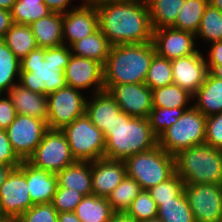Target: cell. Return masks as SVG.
I'll list each match as a JSON object with an SVG mask.
<instances>
[{
  "mask_svg": "<svg viewBox=\"0 0 222 222\" xmlns=\"http://www.w3.org/2000/svg\"><path fill=\"white\" fill-rule=\"evenodd\" d=\"M207 5L208 0H185L172 28L196 34Z\"/></svg>",
  "mask_w": 222,
  "mask_h": 222,
  "instance_id": "cell-32",
  "label": "cell"
},
{
  "mask_svg": "<svg viewBox=\"0 0 222 222\" xmlns=\"http://www.w3.org/2000/svg\"><path fill=\"white\" fill-rule=\"evenodd\" d=\"M174 161L184 184L222 185V149L204 143L178 151Z\"/></svg>",
  "mask_w": 222,
  "mask_h": 222,
  "instance_id": "cell-5",
  "label": "cell"
},
{
  "mask_svg": "<svg viewBox=\"0 0 222 222\" xmlns=\"http://www.w3.org/2000/svg\"><path fill=\"white\" fill-rule=\"evenodd\" d=\"M58 222H81L75 212H59Z\"/></svg>",
  "mask_w": 222,
  "mask_h": 222,
  "instance_id": "cell-50",
  "label": "cell"
},
{
  "mask_svg": "<svg viewBox=\"0 0 222 222\" xmlns=\"http://www.w3.org/2000/svg\"><path fill=\"white\" fill-rule=\"evenodd\" d=\"M61 132L65 135L76 161L91 162L104 157V134L90 121L86 114L64 126Z\"/></svg>",
  "mask_w": 222,
  "mask_h": 222,
  "instance_id": "cell-8",
  "label": "cell"
},
{
  "mask_svg": "<svg viewBox=\"0 0 222 222\" xmlns=\"http://www.w3.org/2000/svg\"><path fill=\"white\" fill-rule=\"evenodd\" d=\"M208 4L222 12V0H208Z\"/></svg>",
  "mask_w": 222,
  "mask_h": 222,
  "instance_id": "cell-55",
  "label": "cell"
},
{
  "mask_svg": "<svg viewBox=\"0 0 222 222\" xmlns=\"http://www.w3.org/2000/svg\"><path fill=\"white\" fill-rule=\"evenodd\" d=\"M86 98L79 89L66 86L47 96L48 128L61 130L85 114Z\"/></svg>",
  "mask_w": 222,
  "mask_h": 222,
  "instance_id": "cell-10",
  "label": "cell"
},
{
  "mask_svg": "<svg viewBox=\"0 0 222 222\" xmlns=\"http://www.w3.org/2000/svg\"><path fill=\"white\" fill-rule=\"evenodd\" d=\"M25 174L29 195L34 205L52 203L58 187L55 173L36 168L27 161L18 166Z\"/></svg>",
  "mask_w": 222,
  "mask_h": 222,
  "instance_id": "cell-20",
  "label": "cell"
},
{
  "mask_svg": "<svg viewBox=\"0 0 222 222\" xmlns=\"http://www.w3.org/2000/svg\"><path fill=\"white\" fill-rule=\"evenodd\" d=\"M14 169L13 166L0 164V187L7 179L10 172Z\"/></svg>",
  "mask_w": 222,
  "mask_h": 222,
  "instance_id": "cell-51",
  "label": "cell"
},
{
  "mask_svg": "<svg viewBox=\"0 0 222 222\" xmlns=\"http://www.w3.org/2000/svg\"><path fill=\"white\" fill-rule=\"evenodd\" d=\"M153 30L172 27L185 0H146Z\"/></svg>",
  "mask_w": 222,
  "mask_h": 222,
  "instance_id": "cell-28",
  "label": "cell"
},
{
  "mask_svg": "<svg viewBox=\"0 0 222 222\" xmlns=\"http://www.w3.org/2000/svg\"><path fill=\"white\" fill-rule=\"evenodd\" d=\"M6 94L10 97L17 114L48 121V101L46 95L35 93L24 88L21 84H15Z\"/></svg>",
  "mask_w": 222,
  "mask_h": 222,
  "instance_id": "cell-22",
  "label": "cell"
},
{
  "mask_svg": "<svg viewBox=\"0 0 222 222\" xmlns=\"http://www.w3.org/2000/svg\"><path fill=\"white\" fill-rule=\"evenodd\" d=\"M0 222H18L17 218L0 216Z\"/></svg>",
  "mask_w": 222,
  "mask_h": 222,
  "instance_id": "cell-56",
  "label": "cell"
},
{
  "mask_svg": "<svg viewBox=\"0 0 222 222\" xmlns=\"http://www.w3.org/2000/svg\"><path fill=\"white\" fill-rule=\"evenodd\" d=\"M33 205L24 172L14 168L0 187V216L18 218Z\"/></svg>",
  "mask_w": 222,
  "mask_h": 222,
  "instance_id": "cell-13",
  "label": "cell"
},
{
  "mask_svg": "<svg viewBox=\"0 0 222 222\" xmlns=\"http://www.w3.org/2000/svg\"><path fill=\"white\" fill-rule=\"evenodd\" d=\"M138 222L157 218V205L148 190H141L126 211Z\"/></svg>",
  "mask_w": 222,
  "mask_h": 222,
  "instance_id": "cell-39",
  "label": "cell"
},
{
  "mask_svg": "<svg viewBox=\"0 0 222 222\" xmlns=\"http://www.w3.org/2000/svg\"><path fill=\"white\" fill-rule=\"evenodd\" d=\"M11 12L8 10L0 9V39H3L6 32L13 25Z\"/></svg>",
  "mask_w": 222,
  "mask_h": 222,
  "instance_id": "cell-48",
  "label": "cell"
},
{
  "mask_svg": "<svg viewBox=\"0 0 222 222\" xmlns=\"http://www.w3.org/2000/svg\"><path fill=\"white\" fill-rule=\"evenodd\" d=\"M141 190L140 185L126 175L121 183L107 197L112 210L114 212H126Z\"/></svg>",
  "mask_w": 222,
  "mask_h": 222,
  "instance_id": "cell-35",
  "label": "cell"
},
{
  "mask_svg": "<svg viewBox=\"0 0 222 222\" xmlns=\"http://www.w3.org/2000/svg\"><path fill=\"white\" fill-rule=\"evenodd\" d=\"M48 130L46 121L17 114L6 133L17 156L22 161H27Z\"/></svg>",
  "mask_w": 222,
  "mask_h": 222,
  "instance_id": "cell-12",
  "label": "cell"
},
{
  "mask_svg": "<svg viewBox=\"0 0 222 222\" xmlns=\"http://www.w3.org/2000/svg\"><path fill=\"white\" fill-rule=\"evenodd\" d=\"M144 83L151 90L173 84L171 61L155 55Z\"/></svg>",
  "mask_w": 222,
  "mask_h": 222,
  "instance_id": "cell-37",
  "label": "cell"
},
{
  "mask_svg": "<svg viewBox=\"0 0 222 222\" xmlns=\"http://www.w3.org/2000/svg\"><path fill=\"white\" fill-rule=\"evenodd\" d=\"M0 129L6 130L17 116V111L10 97H2L0 94Z\"/></svg>",
  "mask_w": 222,
  "mask_h": 222,
  "instance_id": "cell-45",
  "label": "cell"
},
{
  "mask_svg": "<svg viewBox=\"0 0 222 222\" xmlns=\"http://www.w3.org/2000/svg\"><path fill=\"white\" fill-rule=\"evenodd\" d=\"M10 12L13 23L24 25H30L52 13L43 0H16Z\"/></svg>",
  "mask_w": 222,
  "mask_h": 222,
  "instance_id": "cell-33",
  "label": "cell"
},
{
  "mask_svg": "<svg viewBox=\"0 0 222 222\" xmlns=\"http://www.w3.org/2000/svg\"><path fill=\"white\" fill-rule=\"evenodd\" d=\"M104 138V157L117 160H125L158 145L148 118L132 117L123 111L116 116Z\"/></svg>",
  "mask_w": 222,
  "mask_h": 222,
  "instance_id": "cell-3",
  "label": "cell"
},
{
  "mask_svg": "<svg viewBox=\"0 0 222 222\" xmlns=\"http://www.w3.org/2000/svg\"><path fill=\"white\" fill-rule=\"evenodd\" d=\"M2 40L20 61L30 51L38 48L30 25L14 23Z\"/></svg>",
  "mask_w": 222,
  "mask_h": 222,
  "instance_id": "cell-29",
  "label": "cell"
},
{
  "mask_svg": "<svg viewBox=\"0 0 222 222\" xmlns=\"http://www.w3.org/2000/svg\"><path fill=\"white\" fill-rule=\"evenodd\" d=\"M196 37L210 43L222 41V12L219 9L210 4L205 7Z\"/></svg>",
  "mask_w": 222,
  "mask_h": 222,
  "instance_id": "cell-36",
  "label": "cell"
},
{
  "mask_svg": "<svg viewBox=\"0 0 222 222\" xmlns=\"http://www.w3.org/2000/svg\"><path fill=\"white\" fill-rule=\"evenodd\" d=\"M84 198V195L78 191H72L65 187H57L52 204L56 211L74 212L76 206Z\"/></svg>",
  "mask_w": 222,
  "mask_h": 222,
  "instance_id": "cell-42",
  "label": "cell"
},
{
  "mask_svg": "<svg viewBox=\"0 0 222 222\" xmlns=\"http://www.w3.org/2000/svg\"><path fill=\"white\" fill-rule=\"evenodd\" d=\"M38 47L51 48L63 43V14L52 12L30 24Z\"/></svg>",
  "mask_w": 222,
  "mask_h": 222,
  "instance_id": "cell-24",
  "label": "cell"
},
{
  "mask_svg": "<svg viewBox=\"0 0 222 222\" xmlns=\"http://www.w3.org/2000/svg\"><path fill=\"white\" fill-rule=\"evenodd\" d=\"M128 1H146V0H90L89 3L94 5L105 4L109 2H128Z\"/></svg>",
  "mask_w": 222,
  "mask_h": 222,
  "instance_id": "cell-53",
  "label": "cell"
},
{
  "mask_svg": "<svg viewBox=\"0 0 222 222\" xmlns=\"http://www.w3.org/2000/svg\"><path fill=\"white\" fill-rule=\"evenodd\" d=\"M96 8L99 29L112 46L152 41L153 28L146 1L109 2Z\"/></svg>",
  "mask_w": 222,
  "mask_h": 222,
  "instance_id": "cell-1",
  "label": "cell"
},
{
  "mask_svg": "<svg viewBox=\"0 0 222 222\" xmlns=\"http://www.w3.org/2000/svg\"><path fill=\"white\" fill-rule=\"evenodd\" d=\"M205 144L222 149V112L206 117Z\"/></svg>",
  "mask_w": 222,
  "mask_h": 222,
  "instance_id": "cell-43",
  "label": "cell"
},
{
  "mask_svg": "<svg viewBox=\"0 0 222 222\" xmlns=\"http://www.w3.org/2000/svg\"><path fill=\"white\" fill-rule=\"evenodd\" d=\"M151 92L153 107L188 108L185 105L193 99L191 94L175 84L153 89Z\"/></svg>",
  "mask_w": 222,
  "mask_h": 222,
  "instance_id": "cell-34",
  "label": "cell"
},
{
  "mask_svg": "<svg viewBox=\"0 0 222 222\" xmlns=\"http://www.w3.org/2000/svg\"><path fill=\"white\" fill-rule=\"evenodd\" d=\"M155 55L152 41L111 46L103 65L104 85L144 83Z\"/></svg>",
  "mask_w": 222,
  "mask_h": 222,
  "instance_id": "cell-4",
  "label": "cell"
},
{
  "mask_svg": "<svg viewBox=\"0 0 222 222\" xmlns=\"http://www.w3.org/2000/svg\"><path fill=\"white\" fill-rule=\"evenodd\" d=\"M93 195L107 198L127 175L124 160L102 157L92 161Z\"/></svg>",
  "mask_w": 222,
  "mask_h": 222,
  "instance_id": "cell-19",
  "label": "cell"
},
{
  "mask_svg": "<svg viewBox=\"0 0 222 222\" xmlns=\"http://www.w3.org/2000/svg\"><path fill=\"white\" fill-rule=\"evenodd\" d=\"M18 222H58V212L52 203L36 204L17 218Z\"/></svg>",
  "mask_w": 222,
  "mask_h": 222,
  "instance_id": "cell-41",
  "label": "cell"
},
{
  "mask_svg": "<svg viewBox=\"0 0 222 222\" xmlns=\"http://www.w3.org/2000/svg\"><path fill=\"white\" fill-rule=\"evenodd\" d=\"M157 218L162 222H195L184 191L173 200L160 201Z\"/></svg>",
  "mask_w": 222,
  "mask_h": 222,
  "instance_id": "cell-30",
  "label": "cell"
},
{
  "mask_svg": "<svg viewBox=\"0 0 222 222\" xmlns=\"http://www.w3.org/2000/svg\"><path fill=\"white\" fill-rule=\"evenodd\" d=\"M98 29L99 15L94 4L84 2L63 14V43L69 41V47Z\"/></svg>",
  "mask_w": 222,
  "mask_h": 222,
  "instance_id": "cell-16",
  "label": "cell"
},
{
  "mask_svg": "<svg viewBox=\"0 0 222 222\" xmlns=\"http://www.w3.org/2000/svg\"><path fill=\"white\" fill-rule=\"evenodd\" d=\"M124 162L127 176L134 179L143 190H149L175 174L174 155L167 153L159 145L134 154Z\"/></svg>",
  "mask_w": 222,
  "mask_h": 222,
  "instance_id": "cell-6",
  "label": "cell"
},
{
  "mask_svg": "<svg viewBox=\"0 0 222 222\" xmlns=\"http://www.w3.org/2000/svg\"><path fill=\"white\" fill-rule=\"evenodd\" d=\"M197 98L193 105L205 117L222 112V79L208 72L201 87L192 96Z\"/></svg>",
  "mask_w": 222,
  "mask_h": 222,
  "instance_id": "cell-25",
  "label": "cell"
},
{
  "mask_svg": "<svg viewBox=\"0 0 222 222\" xmlns=\"http://www.w3.org/2000/svg\"><path fill=\"white\" fill-rule=\"evenodd\" d=\"M64 74L67 86L79 90L92 86L94 93L104 91L103 64L94 59L71 55Z\"/></svg>",
  "mask_w": 222,
  "mask_h": 222,
  "instance_id": "cell-17",
  "label": "cell"
},
{
  "mask_svg": "<svg viewBox=\"0 0 222 222\" xmlns=\"http://www.w3.org/2000/svg\"><path fill=\"white\" fill-rule=\"evenodd\" d=\"M21 163L22 160L13 150L6 130L0 129V164L17 168Z\"/></svg>",
  "mask_w": 222,
  "mask_h": 222,
  "instance_id": "cell-44",
  "label": "cell"
},
{
  "mask_svg": "<svg viewBox=\"0 0 222 222\" xmlns=\"http://www.w3.org/2000/svg\"><path fill=\"white\" fill-rule=\"evenodd\" d=\"M205 127L206 117L192 105L158 137V145L175 155L183 149L204 144Z\"/></svg>",
  "mask_w": 222,
  "mask_h": 222,
  "instance_id": "cell-7",
  "label": "cell"
},
{
  "mask_svg": "<svg viewBox=\"0 0 222 222\" xmlns=\"http://www.w3.org/2000/svg\"><path fill=\"white\" fill-rule=\"evenodd\" d=\"M121 111L132 117L148 118L152 110V92L145 83L104 85Z\"/></svg>",
  "mask_w": 222,
  "mask_h": 222,
  "instance_id": "cell-14",
  "label": "cell"
},
{
  "mask_svg": "<svg viewBox=\"0 0 222 222\" xmlns=\"http://www.w3.org/2000/svg\"><path fill=\"white\" fill-rule=\"evenodd\" d=\"M195 39L196 34L192 32L163 27L153 30L152 43L157 56L172 61L198 53Z\"/></svg>",
  "mask_w": 222,
  "mask_h": 222,
  "instance_id": "cell-15",
  "label": "cell"
},
{
  "mask_svg": "<svg viewBox=\"0 0 222 222\" xmlns=\"http://www.w3.org/2000/svg\"><path fill=\"white\" fill-rule=\"evenodd\" d=\"M92 161H76L57 173L58 187L78 191L84 196L93 195Z\"/></svg>",
  "mask_w": 222,
  "mask_h": 222,
  "instance_id": "cell-23",
  "label": "cell"
},
{
  "mask_svg": "<svg viewBox=\"0 0 222 222\" xmlns=\"http://www.w3.org/2000/svg\"><path fill=\"white\" fill-rule=\"evenodd\" d=\"M209 72L219 78L222 79V64L221 65H207Z\"/></svg>",
  "mask_w": 222,
  "mask_h": 222,
  "instance_id": "cell-52",
  "label": "cell"
},
{
  "mask_svg": "<svg viewBox=\"0 0 222 222\" xmlns=\"http://www.w3.org/2000/svg\"><path fill=\"white\" fill-rule=\"evenodd\" d=\"M189 108H160L153 107L148 120L154 135L158 138L166 129L179 120Z\"/></svg>",
  "mask_w": 222,
  "mask_h": 222,
  "instance_id": "cell-38",
  "label": "cell"
},
{
  "mask_svg": "<svg viewBox=\"0 0 222 222\" xmlns=\"http://www.w3.org/2000/svg\"><path fill=\"white\" fill-rule=\"evenodd\" d=\"M111 44L100 29L84 37L70 46L72 55L82 58H91L105 64Z\"/></svg>",
  "mask_w": 222,
  "mask_h": 222,
  "instance_id": "cell-26",
  "label": "cell"
},
{
  "mask_svg": "<svg viewBox=\"0 0 222 222\" xmlns=\"http://www.w3.org/2000/svg\"><path fill=\"white\" fill-rule=\"evenodd\" d=\"M143 222H162V221L158 218H155V219H151V220L143 221Z\"/></svg>",
  "mask_w": 222,
  "mask_h": 222,
  "instance_id": "cell-57",
  "label": "cell"
},
{
  "mask_svg": "<svg viewBox=\"0 0 222 222\" xmlns=\"http://www.w3.org/2000/svg\"><path fill=\"white\" fill-rule=\"evenodd\" d=\"M206 59L201 52H198L172 60L173 84L193 96L209 72Z\"/></svg>",
  "mask_w": 222,
  "mask_h": 222,
  "instance_id": "cell-18",
  "label": "cell"
},
{
  "mask_svg": "<svg viewBox=\"0 0 222 222\" xmlns=\"http://www.w3.org/2000/svg\"><path fill=\"white\" fill-rule=\"evenodd\" d=\"M72 55L66 44L51 48L38 47L21 61L19 84L35 93L48 96L66 87L64 71Z\"/></svg>",
  "mask_w": 222,
  "mask_h": 222,
  "instance_id": "cell-2",
  "label": "cell"
},
{
  "mask_svg": "<svg viewBox=\"0 0 222 222\" xmlns=\"http://www.w3.org/2000/svg\"><path fill=\"white\" fill-rule=\"evenodd\" d=\"M195 222H222V185L184 184Z\"/></svg>",
  "mask_w": 222,
  "mask_h": 222,
  "instance_id": "cell-11",
  "label": "cell"
},
{
  "mask_svg": "<svg viewBox=\"0 0 222 222\" xmlns=\"http://www.w3.org/2000/svg\"><path fill=\"white\" fill-rule=\"evenodd\" d=\"M211 49L208 53L209 61L206 60L207 65H221L222 64V41L211 43Z\"/></svg>",
  "mask_w": 222,
  "mask_h": 222,
  "instance_id": "cell-46",
  "label": "cell"
},
{
  "mask_svg": "<svg viewBox=\"0 0 222 222\" xmlns=\"http://www.w3.org/2000/svg\"><path fill=\"white\" fill-rule=\"evenodd\" d=\"M16 0H0V9L10 11Z\"/></svg>",
  "mask_w": 222,
  "mask_h": 222,
  "instance_id": "cell-54",
  "label": "cell"
},
{
  "mask_svg": "<svg viewBox=\"0 0 222 222\" xmlns=\"http://www.w3.org/2000/svg\"><path fill=\"white\" fill-rule=\"evenodd\" d=\"M74 212L81 222H109L114 211L107 198L90 195L84 196Z\"/></svg>",
  "mask_w": 222,
  "mask_h": 222,
  "instance_id": "cell-27",
  "label": "cell"
},
{
  "mask_svg": "<svg viewBox=\"0 0 222 222\" xmlns=\"http://www.w3.org/2000/svg\"><path fill=\"white\" fill-rule=\"evenodd\" d=\"M92 100H86L85 114L90 121L105 135L116 116L121 112L115 99L108 91L93 93Z\"/></svg>",
  "mask_w": 222,
  "mask_h": 222,
  "instance_id": "cell-21",
  "label": "cell"
},
{
  "mask_svg": "<svg viewBox=\"0 0 222 222\" xmlns=\"http://www.w3.org/2000/svg\"><path fill=\"white\" fill-rule=\"evenodd\" d=\"M45 5L52 11L55 13H67L69 10L72 9H68L69 4H72L71 1L72 0H43ZM68 10H67V9Z\"/></svg>",
  "mask_w": 222,
  "mask_h": 222,
  "instance_id": "cell-47",
  "label": "cell"
},
{
  "mask_svg": "<svg viewBox=\"0 0 222 222\" xmlns=\"http://www.w3.org/2000/svg\"><path fill=\"white\" fill-rule=\"evenodd\" d=\"M20 72V60L8 48L5 42L0 39V94H6L19 82ZM15 78H17V82H15Z\"/></svg>",
  "mask_w": 222,
  "mask_h": 222,
  "instance_id": "cell-31",
  "label": "cell"
},
{
  "mask_svg": "<svg viewBox=\"0 0 222 222\" xmlns=\"http://www.w3.org/2000/svg\"><path fill=\"white\" fill-rule=\"evenodd\" d=\"M183 187L184 181L175 173L171 178L150 188L148 191L158 206L160 201L173 200L177 197L183 191Z\"/></svg>",
  "mask_w": 222,
  "mask_h": 222,
  "instance_id": "cell-40",
  "label": "cell"
},
{
  "mask_svg": "<svg viewBox=\"0 0 222 222\" xmlns=\"http://www.w3.org/2000/svg\"><path fill=\"white\" fill-rule=\"evenodd\" d=\"M109 222H138L134 217L127 212H113Z\"/></svg>",
  "mask_w": 222,
  "mask_h": 222,
  "instance_id": "cell-49",
  "label": "cell"
},
{
  "mask_svg": "<svg viewBox=\"0 0 222 222\" xmlns=\"http://www.w3.org/2000/svg\"><path fill=\"white\" fill-rule=\"evenodd\" d=\"M27 162L36 168L57 174L76 160L61 130L49 129Z\"/></svg>",
  "mask_w": 222,
  "mask_h": 222,
  "instance_id": "cell-9",
  "label": "cell"
}]
</instances>
